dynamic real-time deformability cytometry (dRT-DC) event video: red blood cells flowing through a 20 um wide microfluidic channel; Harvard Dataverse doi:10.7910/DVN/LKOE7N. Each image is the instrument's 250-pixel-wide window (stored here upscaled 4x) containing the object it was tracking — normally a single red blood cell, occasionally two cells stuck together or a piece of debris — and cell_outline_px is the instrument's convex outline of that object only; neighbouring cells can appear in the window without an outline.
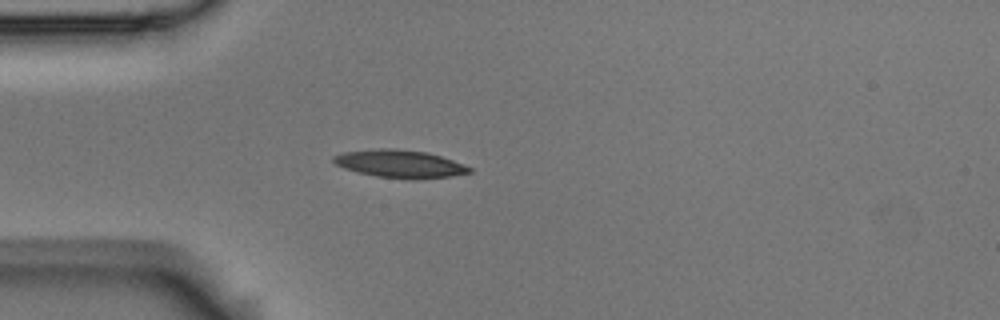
{"species": "Egyptian fruit bat (a non-hibernating species)", "species_latin": "Rousettus aegyptiacus", "temperature_condition": "room temperature", "stored_images_in_passage": 3, "camera_frame_rate_fps": 3000, "um_per_image_px": 0.085, "animal": {"sex": "male"}, "frame": {"image": 1, "passage_image": 3, "time_ms": 0.667, "image_size_px": [1000, 320], "cell_outline_px": [[472, 172], [452, 176], [412, 180], [408, 180], [376, 176], [356, 172], [344, 168], [336, 164], [332, 160], [332, 156], [344, 152], [376, 148], [396, 148], [428, 152], [464, 164], [472, 168]], "centroid_in_image_um": [33.99, 13.93], "position_along_channel_um": 51.0, "area_um2": 22.31}}